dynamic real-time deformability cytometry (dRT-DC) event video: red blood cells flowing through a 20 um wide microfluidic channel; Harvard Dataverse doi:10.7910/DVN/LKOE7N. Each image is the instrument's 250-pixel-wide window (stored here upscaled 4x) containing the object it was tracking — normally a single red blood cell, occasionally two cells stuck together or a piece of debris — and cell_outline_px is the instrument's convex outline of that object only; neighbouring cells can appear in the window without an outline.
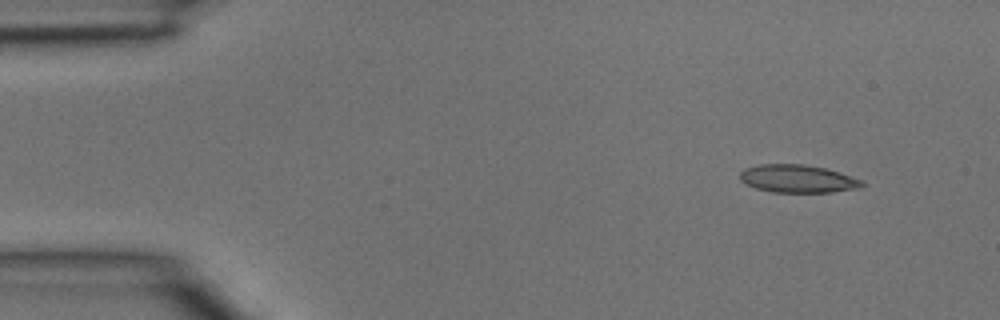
{"species": "common noctule bat (a hibernating species)", "species_latin": "Nyctalus noctula", "temperature_condition": "room temperature", "stored_images_in_passage": 3, "camera_frame_rate_fps": 3000, "um_per_image_px": 0.085, "animal": {"sex": "male", "body_mass_g": 15.6}, "frame": {"image": 1, "passage_image": 1, "time_ms": 0.0, "image_size_px": [1000, 320], "cell_outline_px": [[868, 184], [860, 188], [832, 192], [772, 192], [756, 188], [744, 184], [740, 180], [740, 172], [744, 168], [760, 164], [804, 164], [824, 168], [840, 172], [864, 180]], "centroid_in_image_um": [67.84, 15.19], "position_along_channel_um": 17.2, "area_um2": 20.11}}
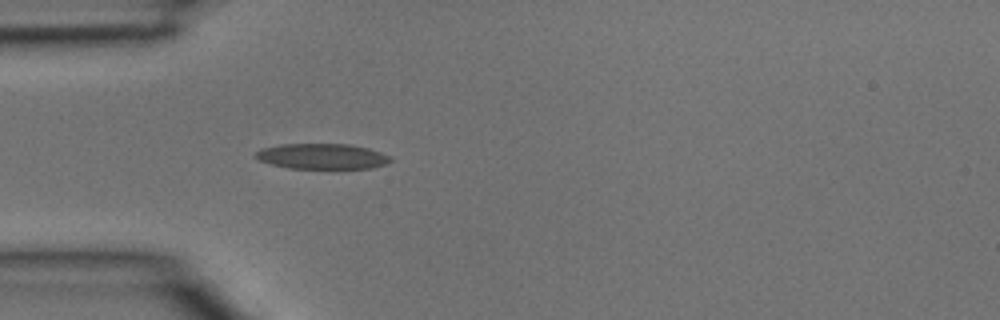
{"frame": {"image": 2, "passage_image": 3, "time_ms": 0.667, "image_size_px": [1000, 320], "cell_outline_px": [[392, 160], [388, 164], [372, 168], [288, 168], [272, 164], [260, 160], [252, 156], [260, 148], [280, 144], [348, 144], [368, 148], [392, 156]], "centroid_in_image_um": [27.39, 13.28], "position_along_channel_um": 57.6, "area_um2": 20.11}}